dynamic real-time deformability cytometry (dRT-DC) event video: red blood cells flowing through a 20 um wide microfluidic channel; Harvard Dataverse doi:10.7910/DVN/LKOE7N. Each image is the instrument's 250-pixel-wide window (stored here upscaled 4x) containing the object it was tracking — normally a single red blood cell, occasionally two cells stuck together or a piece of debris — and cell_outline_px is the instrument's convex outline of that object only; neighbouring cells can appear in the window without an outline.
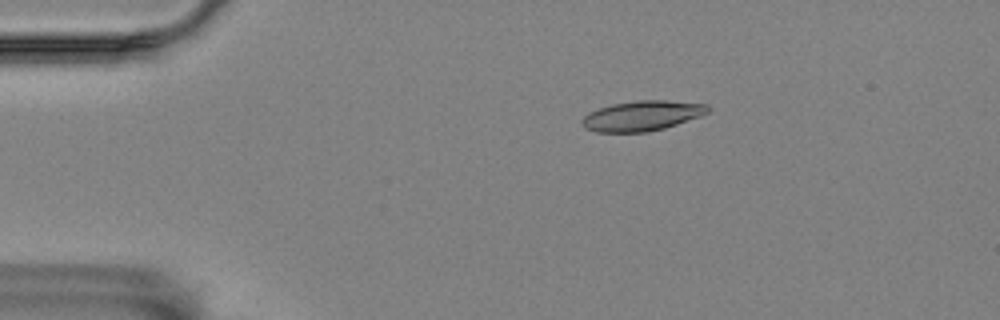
{"species": "Egyptian fruit bat (a non-hibernating species)", "species_latin": "Rousettus aegyptiacus", "temperature_condition": "room temperature", "stored_images_in_passage": 2, "camera_frame_rate_fps": 3000, "um_per_image_px": 0.085, "animal": {"sex": "female"}, "frame": {"image": 1, "passage_image": 1, "time_ms": 0.0, "image_size_px": [1000, 320], "cell_outline_px": [[708, 112], [700, 116], [664, 128], [648, 132], [596, 132], [584, 128], [580, 124], [580, 120], [588, 112], [612, 104], [636, 100], [664, 100], [708, 104]], "centroid_in_image_um": [54.52, 9.84], "position_along_channel_um": 30.5, "area_um2": 22.08}}